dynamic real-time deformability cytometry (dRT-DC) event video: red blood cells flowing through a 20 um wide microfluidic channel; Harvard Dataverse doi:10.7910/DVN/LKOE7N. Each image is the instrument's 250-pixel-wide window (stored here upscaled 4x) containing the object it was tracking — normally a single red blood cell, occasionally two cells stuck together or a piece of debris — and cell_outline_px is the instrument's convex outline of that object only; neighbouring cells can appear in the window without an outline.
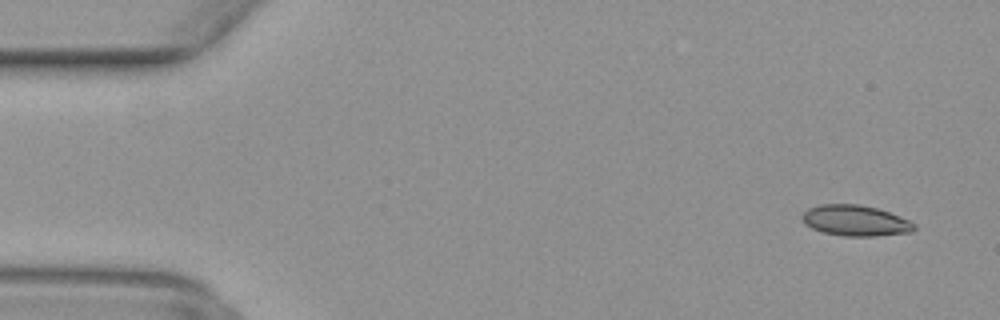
{"species": "common noctule bat (a hibernating species)", "species_latin": "Nyctalus noctula", "temperature_condition": "warm", "stored_images_in_passage": 49, "camera_frame_rate_fps": 3000, "um_per_image_px": 0.085, "animal": {"sex": "female", "body_mass_g": 29.2, "forearm_length_mm": 56.3}, "frame": {"image": 1, "passage_image": 3, "time_ms": 0.667, "image_size_px": [1000, 320], "cell_outline_px": [[916, 228], [912, 232], [876, 236], [844, 236], [820, 232], [804, 224], [800, 216], [808, 208], [820, 204], [860, 204], [876, 208], [888, 212], [908, 220], [916, 224]], "centroid_in_image_um": [72.67, 18.75], "position_along_channel_um": 12.3, "area_um2": 20.23}}
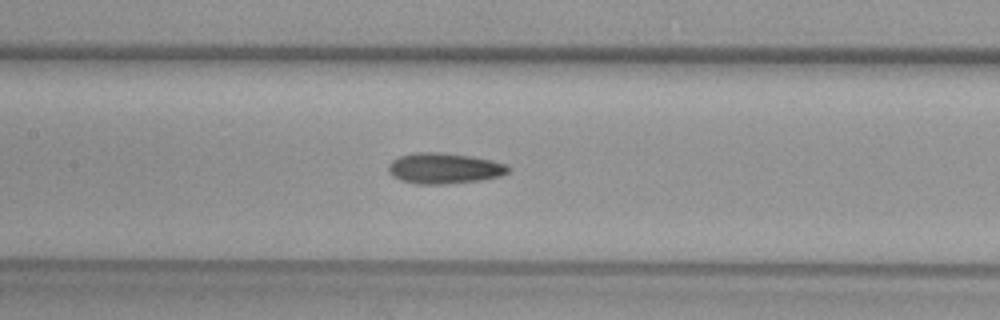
{"frame": {"image": 2, "passage_image": 23, "time_ms": 7.333, "image_size_px": [1000, 320], "cell_outline_px": [[512, 168], [508, 172], [500, 176], [480, 180], [448, 184], [416, 184], [400, 180], [392, 176], [388, 172], [388, 164], [392, 160], [400, 156], [412, 152], [440, 152], [472, 156], [492, 160], [508, 164]], "centroid_in_image_um": [37.76, 14.3], "position_along_channel_um": 169.6, "area_um2": 21.79}}
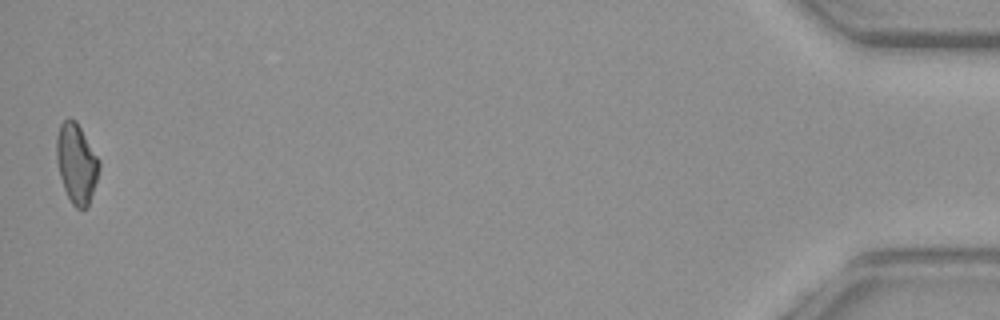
{"frame": {"image": 3, "passage_image": 49, "time_ms": 16.0, "image_size_px": [1000, 320], "cell_outline_px": [[100, 168], [88, 208], [76, 208], [72, 204], [64, 188], [60, 176], [56, 160], [56, 136], [60, 124], [68, 116], [76, 120], [100, 160]], "centroid_in_image_um": [6.5, 13.86], "position_along_channel_um": 428.7, "area_um2": 19.94}}